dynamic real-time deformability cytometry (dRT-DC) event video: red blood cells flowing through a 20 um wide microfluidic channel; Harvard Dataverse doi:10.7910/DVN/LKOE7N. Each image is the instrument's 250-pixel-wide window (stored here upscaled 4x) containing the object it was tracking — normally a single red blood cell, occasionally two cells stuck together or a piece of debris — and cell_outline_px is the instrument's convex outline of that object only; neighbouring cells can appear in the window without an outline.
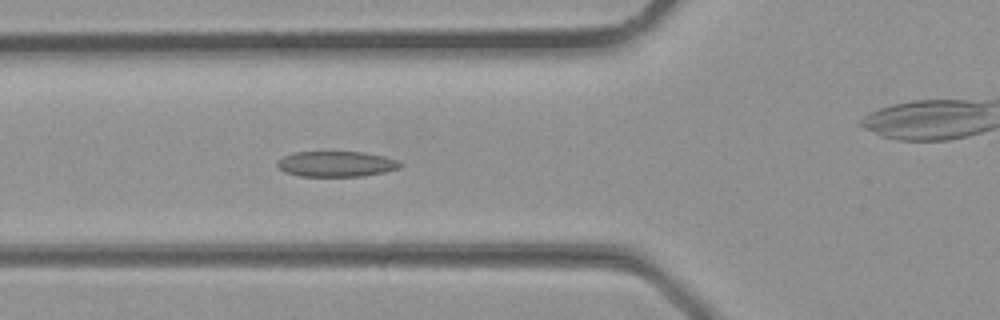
{"species": "common noctule bat (a hibernating species)", "species_latin": "Nyctalus noctula", "temperature_condition": "room temperature", "stored_images_in_passage": 34, "camera_frame_rate_fps": 3000, "um_per_image_px": 0.085, "animal": {"sex": "male", "body_mass_g": 23.1, "forearm_length_mm": 52.7}, "frame": {"image": 1, "passage_image": 12, "time_ms": 3.667, "image_size_px": [1000, 320], "cell_outline_px": [[400, 168], [384, 172], [364, 176], [300, 176], [284, 172], [276, 164], [276, 160], [292, 152], [364, 152], [384, 156], [400, 160]], "centroid_in_image_um": [28.57, 13.93], "position_along_channel_um": 97.2, "area_um2": 18.38}}
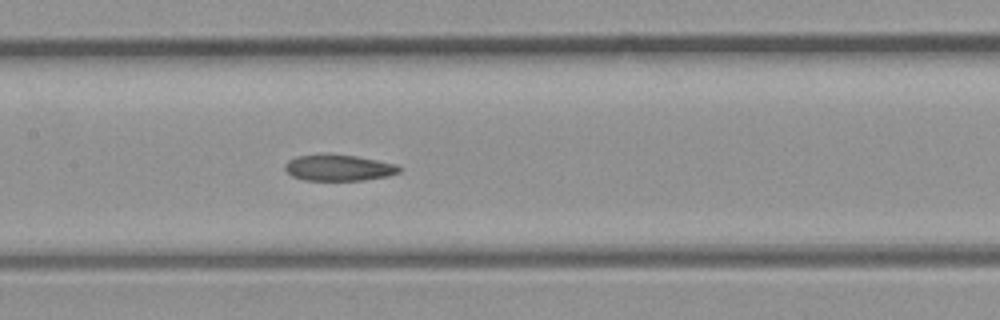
{"frame": {"image": 2, "passage_image": 16, "time_ms": 5.0, "image_size_px": [1000, 320], "cell_outline_px": [[404, 168], [400, 172], [388, 176], [364, 180], [304, 180], [292, 176], [284, 168], [284, 164], [288, 160], [296, 156], [320, 152], [324, 152], [356, 156], [396, 164]], "centroid_in_image_um": [28.77, 14.23], "position_along_channel_um": 178.6, "area_um2": 17.92}}
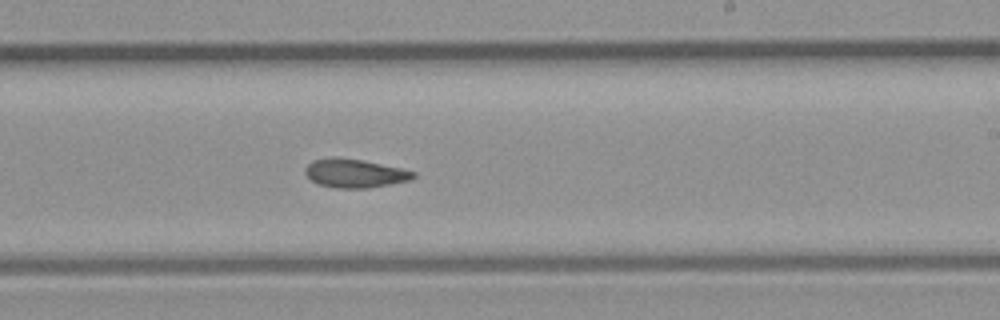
{"frame": {"image": 3, "passage_image": 20, "time_ms": 6.333, "image_size_px": [1000, 320], "cell_outline_px": [[416, 176], [408, 180], [368, 188], [336, 188], [320, 184], [312, 180], [304, 172], [304, 168], [312, 160], [332, 156], [336, 156], [364, 160], [400, 168], [416, 172]], "centroid_in_image_um": [30.12, 14.7], "position_along_channel_um": 258.9, "area_um2": 18.03}}